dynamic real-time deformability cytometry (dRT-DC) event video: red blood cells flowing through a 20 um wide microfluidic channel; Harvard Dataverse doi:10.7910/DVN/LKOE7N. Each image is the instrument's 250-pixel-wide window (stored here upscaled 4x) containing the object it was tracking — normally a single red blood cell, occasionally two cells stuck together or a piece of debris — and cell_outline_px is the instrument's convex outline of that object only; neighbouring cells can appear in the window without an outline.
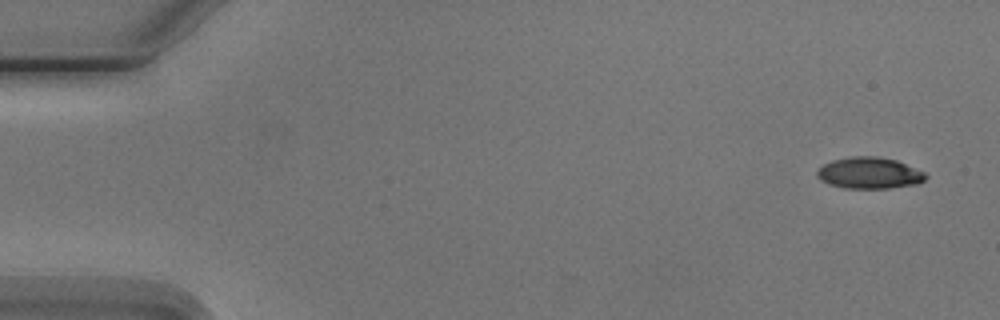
{"species": "Egyptian fruit bat (a non-hibernating species)", "species_latin": "Rousettus aegyptiacus", "temperature_condition": "cold", "stored_images_in_passage": 5, "camera_frame_rate_fps": 3000, "um_per_image_px": 0.085, "animal": {"sex": "male"}, "frame": {"image": 1, "passage_image": 1, "time_ms": 0.0, "image_size_px": [1000, 320], "cell_outline_px": [[928, 176], [924, 180], [916, 184], [888, 188], [844, 188], [828, 184], [820, 180], [816, 176], [816, 172], [824, 164], [832, 160], [852, 156], [876, 156], [896, 160], [924, 172]], "centroid_in_image_um": [73.87, 14.7], "position_along_channel_um": 11.1, "area_um2": 19.83}}
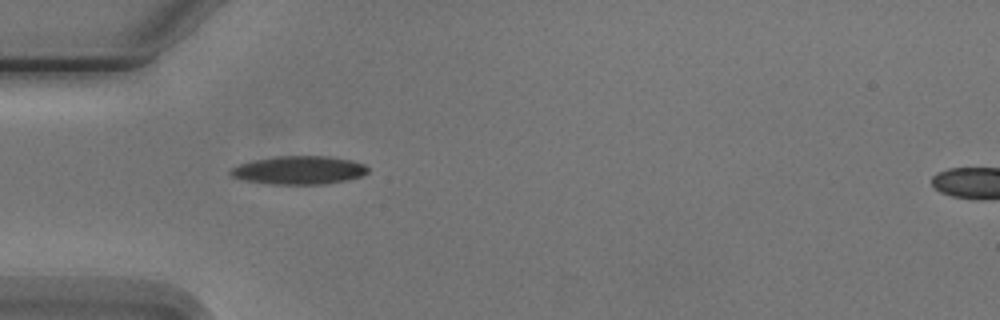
{"frame": {"image": 2, "passage_image": 4, "time_ms": 4.667, "image_size_px": [1000, 320], "cell_outline_px": [[368, 172], [360, 176], [348, 180], [324, 184], [268, 184], [244, 180], [232, 176], [228, 172], [232, 168], [240, 164], [256, 160], [276, 156], [328, 156], [352, 160], [364, 164], [368, 168]], "centroid_in_image_um": [25.43, 14.46], "position_along_channel_um": 59.6, "area_um2": 22.6}}
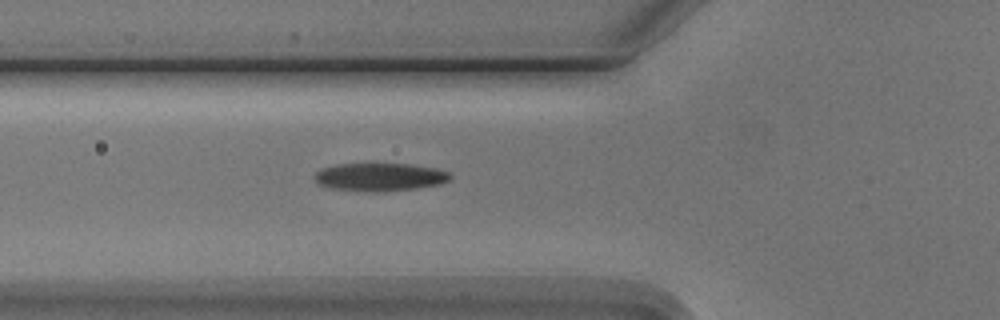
{"frame": {"image": 3, "passage_image": 5, "time_ms": 5.667, "image_size_px": [1000, 320], "cell_outline_px": [[452, 180], [440, 184], [416, 188], [384, 192], [368, 192], [328, 188], [316, 184], [312, 176], [320, 168], [336, 164], [372, 160], [412, 164], [440, 168], [448, 172], [452, 176]], "centroid_in_image_um": [32.24, 14.99], "position_along_channel_um": 93.6, "area_um2": 23.87}}